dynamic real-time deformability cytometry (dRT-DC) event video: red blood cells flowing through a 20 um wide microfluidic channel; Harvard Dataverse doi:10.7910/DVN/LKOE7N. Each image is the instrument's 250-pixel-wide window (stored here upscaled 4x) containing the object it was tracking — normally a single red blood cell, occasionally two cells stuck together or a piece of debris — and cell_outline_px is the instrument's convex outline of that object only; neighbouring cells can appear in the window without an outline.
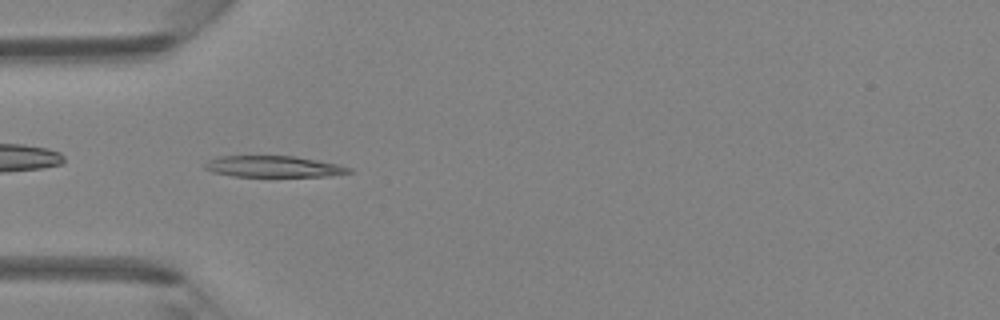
{"species": "Egyptian fruit bat (a non-hibernating species)", "species_latin": "Rousettus aegyptiacus", "temperature_condition": "room temperature", "stored_images_in_passage": 6, "camera_frame_rate_fps": 3000, "um_per_image_px": 0.085, "animal": {"sex": "female"}, "frame": {"image": 1, "passage_image": 5, "time_ms": 4.333, "image_size_px": [1000, 320], "cell_outline_px": [[352, 172], [328, 176], [232, 176], [212, 172], [204, 168], [204, 164], [208, 160], [216, 156], [292, 156], [316, 160], [336, 164], [352, 168]], "centroid_in_image_um": [23.19, 14.15], "position_along_channel_um": 61.8, "area_um2": 17.74}}
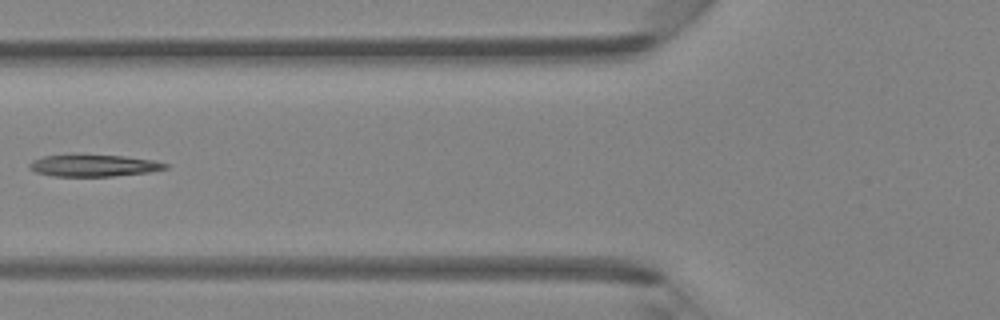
{"frame": {"image": 2, "passage_image": 6, "time_ms": 5.667, "image_size_px": [1000, 320], "cell_outline_px": [[168, 168], [148, 172], [112, 176], [52, 176], [36, 172], [28, 164], [32, 160], [44, 156], [72, 152], [124, 156], [152, 160], [168, 164]], "centroid_in_image_um": [7.91, 14.03], "position_along_channel_um": 117.9, "area_um2": 17.86}}